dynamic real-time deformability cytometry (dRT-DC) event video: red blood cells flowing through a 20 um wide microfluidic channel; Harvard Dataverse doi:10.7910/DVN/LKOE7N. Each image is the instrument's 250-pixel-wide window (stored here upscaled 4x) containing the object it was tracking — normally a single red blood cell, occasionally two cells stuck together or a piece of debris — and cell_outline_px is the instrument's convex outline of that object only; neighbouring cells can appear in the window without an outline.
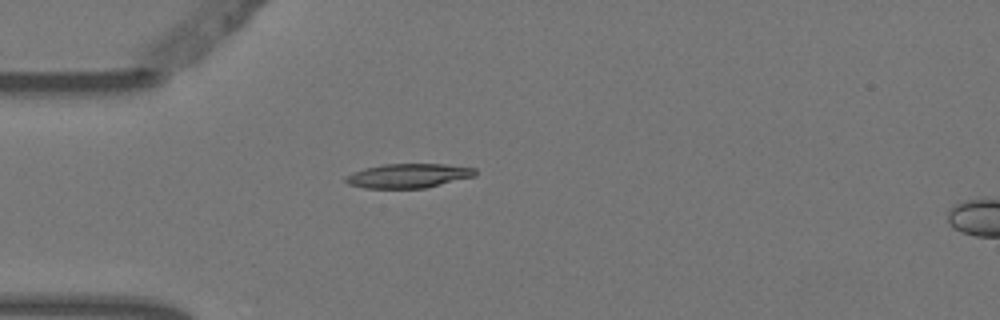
{"species": "Egyptian fruit bat (a non-hibernating species)", "species_latin": "Rousettus aegyptiacus", "temperature_condition": "warm", "stored_images_in_passage": 6, "camera_frame_rate_fps": 3000, "um_per_image_px": 0.085, "animal": {"sex": "female"}, "frame": {"image": 1, "passage_image": 5, "time_ms": 1.333, "image_size_px": [1000, 320], "cell_outline_px": [[476, 176], [424, 188], [364, 188], [348, 184], [344, 180], [344, 176], [352, 172], [364, 168], [384, 164], [444, 164], [476, 168]], "centroid_in_image_um": [34.68, 14.94], "position_along_channel_um": 50.3, "area_um2": 18.38}}